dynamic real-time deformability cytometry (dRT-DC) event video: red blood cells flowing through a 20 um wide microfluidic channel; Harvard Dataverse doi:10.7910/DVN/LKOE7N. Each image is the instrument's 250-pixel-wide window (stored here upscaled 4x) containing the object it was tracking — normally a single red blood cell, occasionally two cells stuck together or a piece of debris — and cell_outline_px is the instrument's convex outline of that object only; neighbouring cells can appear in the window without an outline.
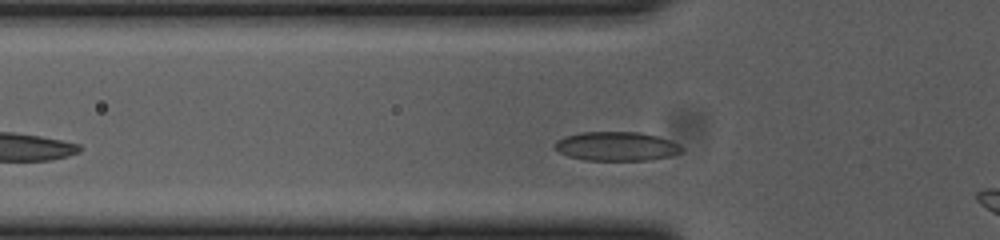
{"species": "common noctule bat (a hibernating species)", "species_latin": "Nyctalus noctula", "temperature_condition": "cold", "stored_images_in_passage": 34, "camera_frame_rate_fps": 3000, "um_per_image_px": 0.085, "animal": {"sex": "female", "body_mass_g": 23.0, "forearm_length_mm": 53.4}, "frame": {"image": 1, "passage_image": 5, "time_ms": 1.333, "image_size_px": [1000, 240], "cell_outline_px": [[684, 148], [680, 152], [672, 156], [648, 160], [584, 160], [568, 156], [552, 148], [552, 144], [556, 140], [564, 136], [580, 132], [640, 132], [656, 136], [668, 140]], "centroid_in_image_um": [52.33, 12.43], "position_along_channel_um": 73.5, "area_um2": 21.56}}
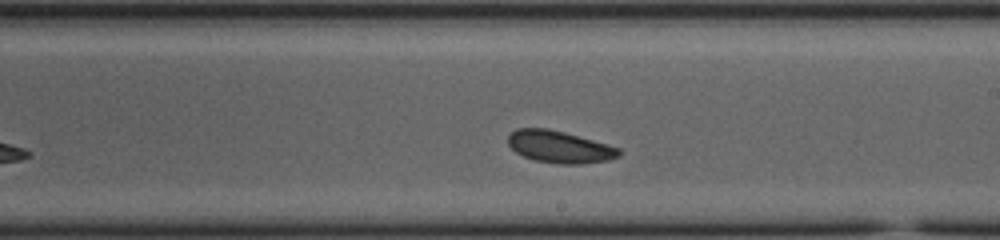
{"frame": {"image": 2, "passage_image": 19, "time_ms": 6.0, "image_size_px": [1000, 240], "cell_outline_px": [[620, 156], [608, 160], [580, 164], [560, 164], [536, 160], [524, 156], [516, 152], [508, 144], [508, 136], [516, 128], [548, 128], [564, 132], [620, 148]], "centroid_in_image_um": [47.55, 12.48], "position_along_channel_um": 241.4, "area_um2": 20.52}}
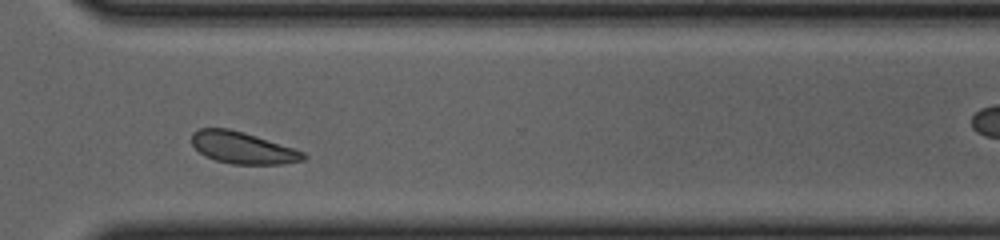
{"frame": {"image": 3, "passage_image": 28, "time_ms": 9.0, "image_size_px": [1000, 240], "cell_outline_px": [[308, 156], [304, 160], [284, 164], [232, 164], [216, 160], [204, 156], [192, 144], [192, 132], [200, 128], [228, 128], [244, 132], [304, 152]], "centroid_in_image_um": [20.62, 12.56], "position_along_channel_um": 350.0, "area_um2": 20.58}}